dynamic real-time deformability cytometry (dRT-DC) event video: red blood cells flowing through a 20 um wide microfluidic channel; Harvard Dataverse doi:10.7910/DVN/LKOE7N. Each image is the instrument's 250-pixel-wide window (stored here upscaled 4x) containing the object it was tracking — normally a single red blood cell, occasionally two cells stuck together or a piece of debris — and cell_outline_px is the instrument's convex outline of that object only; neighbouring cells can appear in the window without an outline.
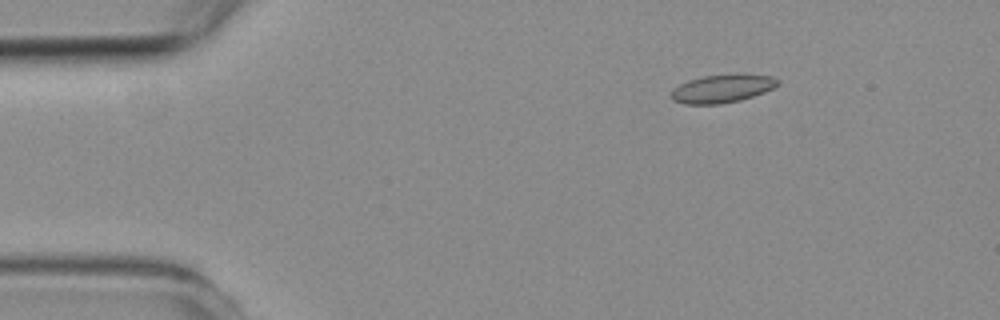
{"species": "common noctule bat (a hibernating species)", "species_latin": "Nyctalus noctula", "temperature_condition": "room temperature", "stored_images_in_passage": 4, "camera_frame_rate_fps": 3000, "um_per_image_px": 0.085, "animal": {"sex": "female", "body_mass_g": 19.3, "forearm_length_mm": 54.1}, "frame": {"image": 1, "passage_image": 4, "time_ms": 3.333, "image_size_px": [1000, 320], "cell_outline_px": [[776, 84], [772, 88], [764, 92], [740, 100], [720, 104], [684, 104], [672, 100], [672, 92], [680, 84], [688, 80], [704, 76], [772, 76], [776, 80]], "centroid_in_image_um": [61.3, 7.57], "position_along_channel_um": 23.7, "area_um2": 16.53}}